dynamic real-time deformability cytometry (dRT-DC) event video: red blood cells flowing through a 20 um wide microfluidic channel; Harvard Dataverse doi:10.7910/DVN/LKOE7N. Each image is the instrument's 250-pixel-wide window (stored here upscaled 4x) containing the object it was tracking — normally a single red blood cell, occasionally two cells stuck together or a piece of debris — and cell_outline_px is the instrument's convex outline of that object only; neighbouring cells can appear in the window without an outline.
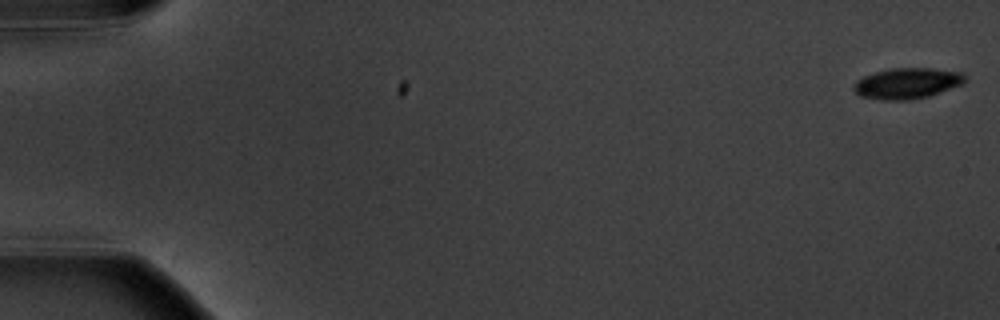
{"species": "common noctule bat (a hibernating species)", "species_latin": "Nyctalus noctula", "temperature_condition": "warm", "stored_images_in_passage": 6, "segment_of_instrument_passage": [1, 2], "camera_frame_rate_fps": 3000, "um_per_image_px": 0.085, "animal": {"sex": "male", "body_mass_g": 20.1, "forearm_length_mm": 53.5}, "frame": {"image": 1, "passage_image": 1, "time_ms": 0.0, "image_size_px": [1000, 320], "cell_outline_px": [[968, 80], [964, 84], [928, 96], [908, 100], [880, 100], [860, 96], [852, 88], [856, 80], [864, 76], [888, 68], [932, 68], [964, 72], [968, 76]], "centroid_in_image_um": [77.16, 7.07], "position_along_channel_um": 7.8, "area_um2": 20.29}}
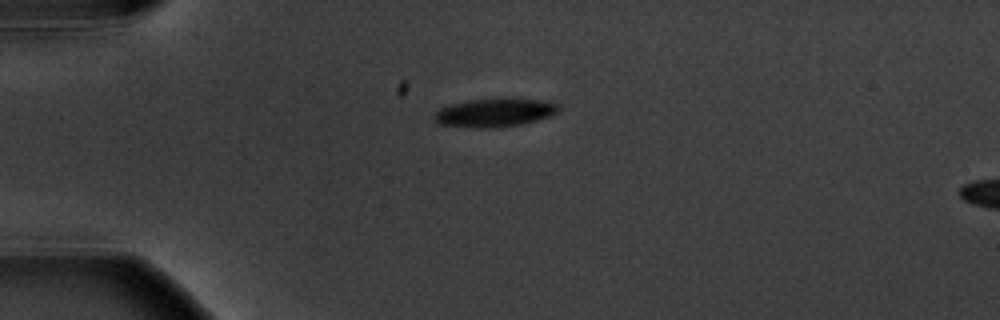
{"frame": {"image": 2, "passage_image": 5, "time_ms": 4.667, "image_size_px": [1000, 320], "cell_outline_px": [[560, 112], [536, 120], [520, 124], [492, 128], [476, 128], [440, 124], [432, 116], [440, 108], [452, 104], [468, 100], [548, 100], [560, 104]], "centroid_in_image_um": [42.07, 9.59], "position_along_channel_um": 42.9, "area_um2": 20.11}}